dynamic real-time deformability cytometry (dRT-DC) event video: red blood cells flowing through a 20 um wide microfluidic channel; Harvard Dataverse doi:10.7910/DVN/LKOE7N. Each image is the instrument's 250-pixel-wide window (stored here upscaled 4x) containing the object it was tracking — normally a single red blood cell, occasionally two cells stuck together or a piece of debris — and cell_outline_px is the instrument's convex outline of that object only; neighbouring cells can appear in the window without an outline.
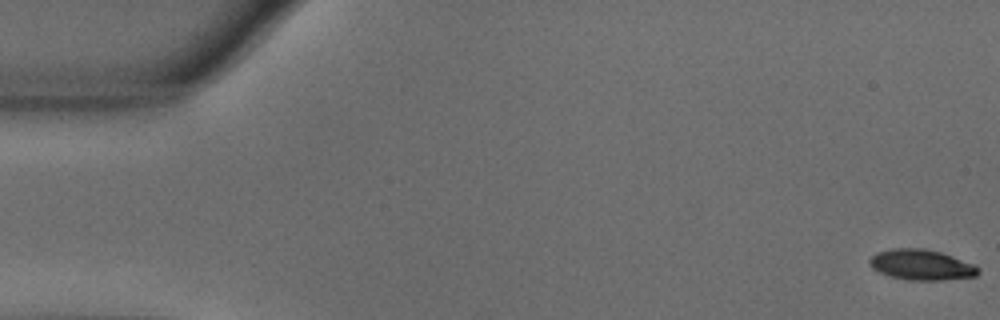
{"species": "common noctule bat (a hibernating species)", "species_latin": "Nyctalus noctula", "temperature_condition": "warm", "stored_images_in_passage": 21, "camera_frame_rate_fps": 3000, "um_per_image_px": 0.085, "animal": {"sex": "male", "body_mass_g": 18.8}, "frame": {"image": 1, "passage_image": 1, "time_ms": 0.0, "image_size_px": [1000, 320], "cell_outline_px": [[980, 272], [976, 276], [940, 280], [908, 280], [892, 276], [880, 272], [872, 268], [868, 264], [868, 260], [876, 252], [892, 248], [924, 248], [940, 252], [976, 264], [980, 268]], "centroid_in_image_um": [78.33, 22.5], "position_along_channel_um": 6.7, "area_um2": 19.42}}
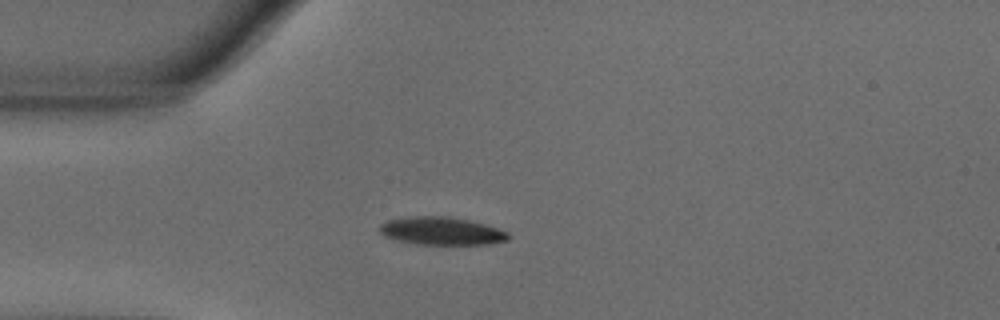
{"frame": {"image": 2, "passage_image": 15, "time_ms": 4.667, "image_size_px": [1000, 320], "cell_outline_px": [[508, 240], [488, 244], [416, 244], [396, 240], [384, 236], [380, 232], [380, 224], [388, 220], [416, 216], [448, 216], [468, 220], [484, 224], [508, 232]], "centroid_in_image_um": [37.51, 19.64], "position_along_channel_um": 47.5, "area_um2": 20.69}}
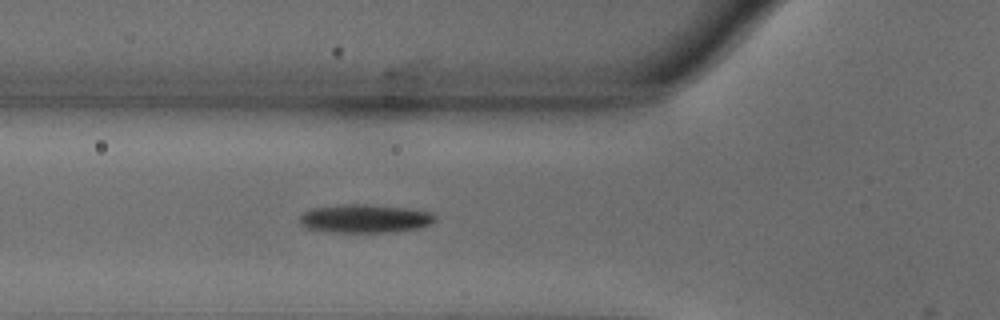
{"frame": {"image": 3, "passage_image": 20, "time_ms": 6.333, "image_size_px": [1000, 320], "cell_outline_px": [[436, 220], [428, 224], [416, 228], [388, 232], [328, 232], [304, 228], [300, 224], [300, 216], [304, 212], [312, 208], [348, 204], [368, 204], [408, 208], [432, 212], [436, 216]], "centroid_in_image_um": [30.99, 18.58], "position_along_channel_um": 94.8, "area_um2": 22.43}}